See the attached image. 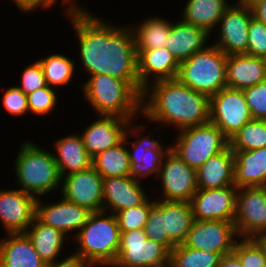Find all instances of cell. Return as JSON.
I'll return each mask as SVG.
<instances>
[{"instance_id": "1", "label": "cell", "mask_w": 266, "mask_h": 267, "mask_svg": "<svg viewBox=\"0 0 266 267\" xmlns=\"http://www.w3.org/2000/svg\"><path fill=\"white\" fill-rule=\"evenodd\" d=\"M77 33L83 69L123 81H140L134 34L128 25H112L90 12L68 16Z\"/></svg>"}, {"instance_id": "2", "label": "cell", "mask_w": 266, "mask_h": 267, "mask_svg": "<svg viewBox=\"0 0 266 267\" xmlns=\"http://www.w3.org/2000/svg\"><path fill=\"white\" fill-rule=\"evenodd\" d=\"M142 114L151 123L172 124L180 131L210 123V97L177 78L159 80L143 90Z\"/></svg>"}, {"instance_id": "3", "label": "cell", "mask_w": 266, "mask_h": 267, "mask_svg": "<svg viewBox=\"0 0 266 267\" xmlns=\"http://www.w3.org/2000/svg\"><path fill=\"white\" fill-rule=\"evenodd\" d=\"M83 83L86 101L98 115H117L125 119L142 114L140 81H123L107 74L89 75Z\"/></svg>"}, {"instance_id": "4", "label": "cell", "mask_w": 266, "mask_h": 267, "mask_svg": "<svg viewBox=\"0 0 266 267\" xmlns=\"http://www.w3.org/2000/svg\"><path fill=\"white\" fill-rule=\"evenodd\" d=\"M17 155L14 172L20 190L39 198L61 186L62 177L52 152L26 140Z\"/></svg>"}, {"instance_id": "5", "label": "cell", "mask_w": 266, "mask_h": 267, "mask_svg": "<svg viewBox=\"0 0 266 267\" xmlns=\"http://www.w3.org/2000/svg\"><path fill=\"white\" fill-rule=\"evenodd\" d=\"M93 212L86 224L75 234L77 251L93 267L112 266L120 245V229L115 214Z\"/></svg>"}, {"instance_id": "6", "label": "cell", "mask_w": 266, "mask_h": 267, "mask_svg": "<svg viewBox=\"0 0 266 267\" xmlns=\"http://www.w3.org/2000/svg\"><path fill=\"white\" fill-rule=\"evenodd\" d=\"M227 55L214 44L180 63L177 79L196 92L211 97L227 87Z\"/></svg>"}, {"instance_id": "7", "label": "cell", "mask_w": 266, "mask_h": 267, "mask_svg": "<svg viewBox=\"0 0 266 267\" xmlns=\"http://www.w3.org/2000/svg\"><path fill=\"white\" fill-rule=\"evenodd\" d=\"M178 132L177 140L170 149L195 170L229 145V140L212 123L185 128Z\"/></svg>"}, {"instance_id": "8", "label": "cell", "mask_w": 266, "mask_h": 267, "mask_svg": "<svg viewBox=\"0 0 266 267\" xmlns=\"http://www.w3.org/2000/svg\"><path fill=\"white\" fill-rule=\"evenodd\" d=\"M170 253L164 245L147 238L144 229L121 232L111 267H169Z\"/></svg>"}, {"instance_id": "9", "label": "cell", "mask_w": 266, "mask_h": 267, "mask_svg": "<svg viewBox=\"0 0 266 267\" xmlns=\"http://www.w3.org/2000/svg\"><path fill=\"white\" fill-rule=\"evenodd\" d=\"M253 120L243 90L225 87L210 97V123L229 140Z\"/></svg>"}, {"instance_id": "10", "label": "cell", "mask_w": 266, "mask_h": 267, "mask_svg": "<svg viewBox=\"0 0 266 267\" xmlns=\"http://www.w3.org/2000/svg\"><path fill=\"white\" fill-rule=\"evenodd\" d=\"M133 123V124H132ZM132 125V126H131ZM146 125H135L134 121H130L126 130V144L131 145V149H128V156L130 159V176L133 179L142 181L144 177L149 175L156 174L157 177L159 175V171L161 168L162 160L165 154L170 149V146H163V141L160 142L159 139H154L149 136L138 137L140 131H145ZM133 133L135 137H138L133 140V142H129V135ZM133 147V148H132Z\"/></svg>"}, {"instance_id": "11", "label": "cell", "mask_w": 266, "mask_h": 267, "mask_svg": "<svg viewBox=\"0 0 266 267\" xmlns=\"http://www.w3.org/2000/svg\"><path fill=\"white\" fill-rule=\"evenodd\" d=\"M162 183L161 200L190 202L197 192L196 170L171 149L165 154L158 177Z\"/></svg>"}, {"instance_id": "12", "label": "cell", "mask_w": 266, "mask_h": 267, "mask_svg": "<svg viewBox=\"0 0 266 267\" xmlns=\"http://www.w3.org/2000/svg\"><path fill=\"white\" fill-rule=\"evenodd\" d=\"M234 225L240 238L266 231V186L238 188Z\"/></svg>"}, {"instance_id": "13", "label": "cell", "mask_w": 266, "mask_h": 267, "mask_svg": "<svg viewBox=\"0 0 266 267\" xmlns=\"http://www.w3.org/2000/svg\"><path fill=\"white\" fill-rule=\"evenodd\" d=\"M238 238L234 222L194 220L183 244L224 256L233 252Z\"/></svg>"}, {"instance_id": "14", "label": "cell", "mask_w": 266, "mask_h": 267, "mask_svg": "<svg viewBox=\"0 0 266 267\" xmlns=\"http://www.w3.org/2000/svg\"><path fill=\"white\" fill-rule=\"evenodd\" d=\"M60 193L66 200L89 209L103 211V177L91 166L62 177Z\"/></svg>"}, {"instance_id": "15", "label": "cell", "mask_w": 266, "mask_h": 267, "mask_svg": "<svg viewBox=\"0 0 266 267\" xmlns=\"http://www.w3.org/2000/svg\"><path fill=\"white\" fill-rule=\"evenodd\" d=\"M253 16L252 8L240 3L231 4L219 20L220 34L214 45L227 56L246 54L248 49V27Z\"/></svg>"}, {"instance_id": "16", "label": "cell", "mask_w": 266, "mask_h": 267, "mask_svg": "<svg viewBox=\"0 0 266 267\" xmlns=\"http://www.w3.org/2000/svg\"><path fill=\"white\" fill-rule=\"evenodd\" d=\"M237 191L235 185L197 190L190 201L194 220L234 222Z\"/></svg>"}, {"instance_id": "17", "label": "cell", "mask_w": 266, "mask_h": 267, "mask_svg": "<svg viewBox=\"0 0 266 267\" xmlns=\"http://www.w3.org/2000/svg\"><path fill=\"white\" fill-rule=\"evenodd\" d=\"M37 198L20 189L0 190V221L6 233H25L36 215Z\"/></svg>"}, {"instance_id": "18", "label": "cell", "mask_w": 266, "mask_h": 267, "mask_svg": "<svg viewBox=\"0 0 266 267\" xmlns=\"http://www.w3.org/2000/svg\"><path fill=\"white\" fill-rule=\"evenodd\" d=\"M37 198L35 217L43 224L56 228L66 236L70 232L76 234L86 224L90 215L93 213L89 209L70 202L62 197L60 201L43 205Z\"/></svg>"}, {"instance_id": "19", "label": "cell", "mask_w": 266, "mask_h": 267, "mask_svg": "<svg viewBox=\"0 0 266 267\" xmlns=\"http://www.w3.org/2000/svg\"><path fill=\"white\" fill-rule=\"evenodd\" d=\"M99 119L83 130L81 136L84 147L91 158L118 145L125 137L128 124L133 119L117 115H98Z\"/></svg>"}, {"instance_id": "20", "label": "cell", "mask_w": 266, "mask_h": 267, "mask_svg": "<svg viewBox=\"0 0 266 267\" xmlns=\"http://www.w3.org/2000/svg\"><path fill=\"white\" fill-rule=\"evenodd\" d=\"M141 181L131 176L103 178V211L116 214L137 207L148 199Z\"/></svg>"}, {"instance_id": "21", "label": "cell", "mask_w": 266, "mask_h": 267, "mask_svg": "<svg viewBox=\"0 0 266 267\" xmlns=\"http://www.w3.org/2000/svg\"><path fill=\"white\" fill-rule=\"evenodd\" d=\"M137 63L142 91L153 82L175 79L180 65L166 47L143 49L137 56Z\"/></svg>"}, {"instance_id": "22", "label": "cell", "mask_w": 266, "mask_h": 267, "mask_svg": "<svg viewBox=\"0 0 266 267\" xmlns=\"http://www.w3.org/2000/svg\"><path fill=\"white\" fill-rule=\"evenodd\" d=\"M171 23L166 48L178 63L189 59L194 53L207 47L210 35L206 30L179 20Z\"/></svg>"}, {"instance_id": "23", "label": "cell", "mask_w": 266, "mask_h": 267, "mask_svg": "<svg viewBox=\"0 0 266 267\" xmlns=\"http://www.w3.org/2000/svg\"><path fill=\"white\" fill-rule=\"evenodd\" d=\"M235 156L229 145L196 170L198 190L234 185Z\"/></svg>"}, {"instance_id": "24", "label": "cell", "mask_w": 266, "mask_h": 267, "mask_svg": "<svg viewBox=\"0 0 266 267\" xmlns=\"http://www.w3.org/2000/svg\"><path fill=\"white\" fill-rule=\"evenodd\" d=\"M266 79V65L262 57L246 54L227 56V87L243 90Z\"/></svg>"}, {"instance_id": "25", "label": "cell", "mask_w": 266, "mask_h": 267, "mask_svg": "<svg viewBox=\"0 0 266 267\" xmlns=\"http://www.w3.org/2000/svg\"><path fill=\"white\" fill-rule=\"evenodd\" d=\"M0 241V267H46L26 233H7Z\"/></svg>"}, {"instance_id": "26", "label": "cell", "mask_w": 266, "mask_h": 267, "mask_svg": "<svg viewBox=\"0 0 266 267\" xmlns=\"http://www.w3.org/2000/svg\"><path fill=\"white\" fill-rule=\"evenodd\" d=\"M235 156L234 185L266 186V147L250 151H233Z\"/></svg>"}, {"instance_id": "27", "label": "cell", "mask_w": 266, "mask_h": 267, "mask_svg": "<svg viewBox=\"0 0 266 267\" xmlns=\"http://www.w3.org/2000/svg\"><path fill=\"white\" fill-rule=\"evenodd\" d=\"M56 154H53L61 177L79 172L92 166V158L88 155L81 134H71L54 142Z\"/></svg>"}, {"instance_id": "28", "label": "cell", "mask_w": 266, "mask_h": 267, "mask_svg": "<svg viewBox=\"0 0 266 267\" xmlns=\"http://www.w3.org/2000/svg\"><path fill=\"white\" fill-rule=\"evenodd\" d=\"M155 203L163 210L164 234L176 246L183 244L194 222L190 202L156 199Z\"/></svg>"}, {"instance_id": "29", "label": "cell", "mask_w": 266, "mask_h": 267, "mask_svg": "<svg viewBox=\"0 0 266 267\" xmlns=\"http://www.w3.org/2000/svg\"><path fill=\"white\" fill-rule=\"evenodd\" d=\"M40 258L48 265L58 260L66 236L60 230L41 223L36 217L25 232Z\"/></svg>"}, {"instance_id": "30", "label": "cell", "mask_w": 266, "mask_h": 267, "mask_svg": "<svg viewBox=\"0 0 266 267\" xmlns=\"http://www.w3.org/2000/svg\"><path fill=\"white\" fill-rule=\"evenodd\" d=\"M230 5L227 0H188L181 20L210 34L216 26H220L219 20Z\"/></svg>"}, {"instance_id": "31", "label": "cell", "mask_w": 266, "mask_h": 267, "mask_svg": "<svg viewBox=\"0 0 266 267\" xmlns=\"http://www.w3.org/2000/svg\"><path fill=\"white\" fill-rule=\"evenodd\" d=\"M171 23L167 19L164 20V17L156 16L141 21L136 27L130 26L134 34L137 55L143 49L166 47Z\"/></svg>"}, {"instance_id": "32", "label": "cell", "mask_w": 266, "mask_h": 267, "mask_svg": "<svg viewBox=\"0 0 266 267\" xmlns=\"http://www.w3.org/2000/svg\"><path fill=\"white\" fill-rule=\"evenodd\" d=\"M125 145H127L126 135L118 145L92 158V166L103 178L130 176L131 164Z\"/></svg>"}, {"instance_id": "33", "label": "cell", "mask_w": 266, "mask_h": 267, "mask_svg": "<svg viewBox=\"0 0 266 267\" xmlns=\"http://www.w3.org/2000/svg\"><path fill=\"white\" fill-rule=\"evenodd\" d=\"M42 66L47 85L57 88L69 83L75 73V62L62 54H52L38 59Z\"/></svg>"}, {"instance_id": "34", "label": "cell", "mask_w": 266, "mask_h": 267, "mask_svg": "<svg viewBox=\"0 0 266 267\" xmlns=\"http://www.w3.org/2000/svg\"><path fill=\"white\" fill-rule=\"evenodd\" d=\"M222 255L180 244L170 253L169 267H218Z\"/></svg>"}, {"instance_id": "35", "label": "cell", "mask_w": 266, "mask_h": 267, "mask_svg": "<svg viewBox=\"0 0 266 267\" xmlns=\"http://www.w3.org/2000/svg\"><path fill=\"white\" fill-rule=\"evenodd\" d=\"M232 151H250L266 147V120L253 119L247 122L229 139Z\"/></svg>"}, {"instance_id": "36", "label": "cell", "mask_w": 266, "mask_h": 267, "mask_svg": "<svg viewBox=\"0 0 266 267\" xmlns=\"http://www.w3.org/2000/svg\"><path fill=\"white\" fill-rule=\"evenodd\" d=\"M233 253L243 267H266V255L254 238H241L236 241Z\"/></svg>"}, {"instance_id": "37", "label": "cell", "mask_w": 266, "mask_h": 267, "mask_svg": "<svg viewBox=\"0 0 266 267\" xmlns=\"http://www.w3.org/2000/svg\"><path fill=\"white\" fill-rule=\"evenodd\" d=\"M155 200L148 198L143 204L120 210L115 215L119 223L120 232H127L136 229H144L149 217L151 206Z\"/></svg>"}, {"instance_id": "38", "label": "cell", "mask_w": 266, "mask_h": 267, "mask_svg": "<svg viewBox=\"0 0 266 267\" xmlns=\"http://www.w3.org/2000/svg\"><path fill=\"white\" fill-rule=\"evenodd\" d=\"M144 231L147 238L164 245L170 252L175 248L176 245L164 234L163 210L156 203L151 206Z\"/></svg>"}, {"instance_id": "39", "label": "cell", "mask_w": 266, "mask_h": 267, "mask_svg": "<svg viewBox=\"0 0 266 267\" xmlns=\"http://www.w3.org/2000/svg\"><path fill=\"white\" fill-rule=\"evenodd\" d=\"M56 89L44 87L27 95L29 111L35 115H46L55 108L57 103Z\"/></svg>"}, {"instance_id": "40", "label": "cell", "mask_w": 266, "mask_h": 267, "mask_svg": "<svg viewBox=\"0 0 266 267\" xmlns=\"http://www.w3.org/2000/svg\"><path fill=\"white\" fill-rule=\"evenodd\" d=\"M246 55L266 57V25L254 16L248 27V49Z\"/></svg>"}, {"instance_id": "41", "label": "cell", "mask_w": 266, "mask_h": 267, "mask_svg": "<svg viewBox=\"0 0 266 267\" xmlns=\"http://www.w3.org/2000/svg\"><path fill=\"white\" fill-rule=\"evenodd\" d=\"M253 119L266 120V79L243 89Z\"/></svg>"}, {"instance_id": "42", "label": "cell", "mask_w": 266, "mask_h": 267, "mask_svg": "<svg viewBox=\"0 0 266 267\" xmlns=\"http://www.w3.org/2000/svg\"><path fill=\"white\" fill-rule=\"evenodd\" d=\"M21 80V86L17 87L25 95L48 86L44 77L42 66L38 60L31 63L24 69Z\"/></svg>"}, {"instance_id": "43", "label": "cell", "mask_w": 266, "mask_h": 267, "mask_svg": "<svg viewBox=\"0 0 266 267\" xmlns=\"http://www.w3.org/2000/svg\"><path fill=\"white\" fill-rule=\"evenodd\" d=\"M2 104L6 111L15 116H21L29 112L27 95L17 86L10 87L5 91Z\"/></svg>"}, {"instance_id": "44", "label": "cell", "mask_w": 266, "mask_h": 267, "mask_svg": "<svg viewBox=\"0 0 266 267\" xmlns=\"http://www.w3.org/2000/svg\"><path fill=\"white\" fill-rule=\"evenodd\" d=\"M70 256L65 257L64 260H56L53 263L46 265V267H93L82 256L72 252Z\"/></svg>"}, {"instance_id": "45", "label": "cell", "mask_w": 266, "mask_h": 267, "mask_svg": "<svg viewBox=\"0 0 266 267\" xmlns=\"http://www.w3.org/2000/svg\"><path fill=\"white\" fill-rule=\"evenodd\" d=\"M57 0H45V8L48 9L52 7ZM63 5L66 4L67 8L65 7L66 10V16H71V15H77V14H84L88 13V10H85V8H82L78 3H75V0H62ZM80 6V7H79Z\"/></svg>"}, {"instance_id": "46", "label": "cell", "mask_w": 266, "mask_h": 267, "mask_svg": "<svg viewBox=\"0 0 266 267\" xmlns=\"http://www.w3.org/2000/svg\"><path fill=\"white\" fill-rule=\"evenodd\" d=\"M18 9L22 12L35 11L37 7L45 8V0H12Z\"/></svg>"}, {"instance_id": "47", "label": "cell", "mask_w": 266, "mask_h": 267, "mask_svg": "<svg viewBox=\"0 0 266 267\" xmlns=\"http://www.w3.org/2000/svg\"><path fill=\"white\" fill-rule=\"evenodd\" d=\"M251 8L253 16L266 25V0L258 1Z\"/></svg>"}, {"instance_id": "48", "label": "cell", "mask_w": 266, "mask_h": 267, "mask_svg": "<svg viewBox=\"0 0 266 267\" xmlns=\"http://www.w3.org/2000/svg\"><path fill=\"white\" fill-rule=\"evenodd\" d=\"M218 267H243L238 257L232 252L222 256Z\"/></svg>"}, {"instance_id": "49", "label": "cell", "mask_w": 266, "mask_h": 267, "mask_svg": "<svg viewBox=\"0 0 266 267\" xmlns=\"http://www.w3.org/2000/svg\"><path fill=\"white\" fill-rule=\"evenodd\" d=\"M259 245L263 248L266 255V231L261 232L254 238Z\"/></svg>"}, {"instance_id": "50", "label": "cell", "mask_w": 266, "mask_h": 267, "mask_svg": "<svg viewBox=\"0 0 266 267\" xmlns=\"http://www.w3.org/2000/svg\"><path fill=\"white\" fill-rule=\"evenodd\" d=\"M258 1H262V0H238L237 3H240L242 5H247L249 7H252Z\"/></svg>"}]
</instances>
